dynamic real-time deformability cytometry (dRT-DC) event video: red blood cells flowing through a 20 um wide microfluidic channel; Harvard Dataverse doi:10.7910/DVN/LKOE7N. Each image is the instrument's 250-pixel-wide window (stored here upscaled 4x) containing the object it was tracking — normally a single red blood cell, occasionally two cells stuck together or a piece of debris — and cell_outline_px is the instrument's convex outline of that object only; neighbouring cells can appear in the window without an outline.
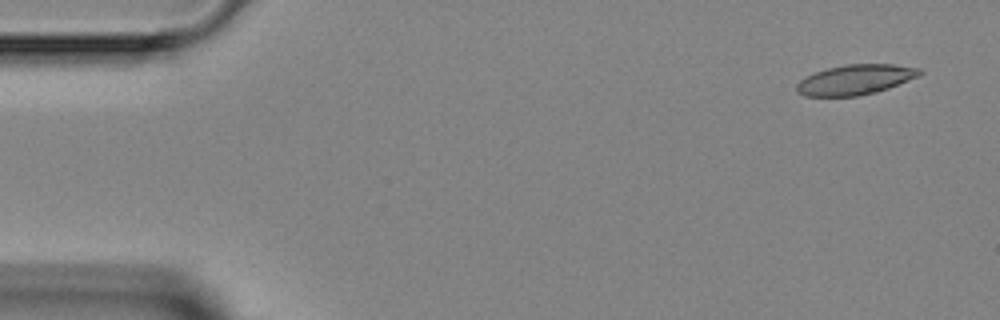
{"species": "Egyptian fruit bat (a non-hibernating species)", "species_latin": "Rousettus aegyptiacus", "temperature_condition": "room temperature", "stored_images_in_passage": 4, "camera_frame_rate_fps": 3000, "um_per_image_px": 0.085, "animal": {"sex": "female"}, "frame": {"image": 1, "passage_image": 1, "time_ms": 0.0, "image_size_px": [1000, 320], "cell_outline_px": [[924, 72], [920, 76], [888, 88], [876, 92], [856, 96], [804, 96], [796, 92], [796, 84], [800, 80], [816, 72], [828, 68], [844, 64], [892, 64], [920, 68]], "centroid_in_image_um": [72.72, 6.77], "position_along_channel_um": 12.3, "area_um2": 21.56}}
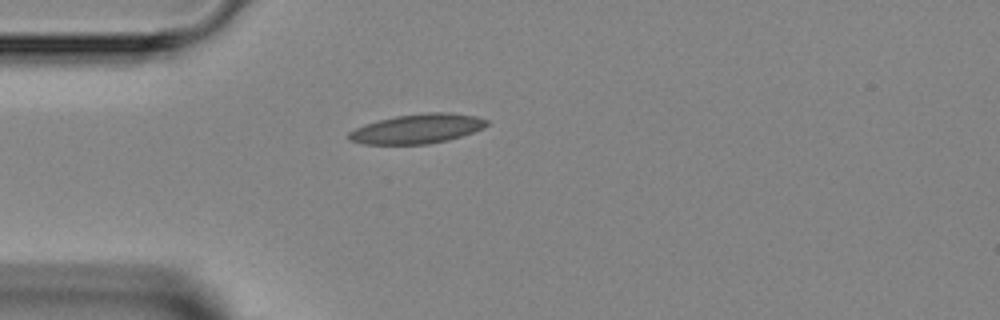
{"frame": {"image": 2, "passage_image": 4, "time_ms": 3.333, "image_size_px": [1000, 320], "cell_outline_px": [[488, 124], [484, 128], [448, 140], [428, 144], [364, 144], [348, 140], [348, 132], [364, 124], [396, 116], [428, 112], [452, 112], [476, 116], [488, 120]], "centroid_in_image_um": [35.47, 10.94], "position_along_channel_um": 49.5, "area_um2": 23.7}}